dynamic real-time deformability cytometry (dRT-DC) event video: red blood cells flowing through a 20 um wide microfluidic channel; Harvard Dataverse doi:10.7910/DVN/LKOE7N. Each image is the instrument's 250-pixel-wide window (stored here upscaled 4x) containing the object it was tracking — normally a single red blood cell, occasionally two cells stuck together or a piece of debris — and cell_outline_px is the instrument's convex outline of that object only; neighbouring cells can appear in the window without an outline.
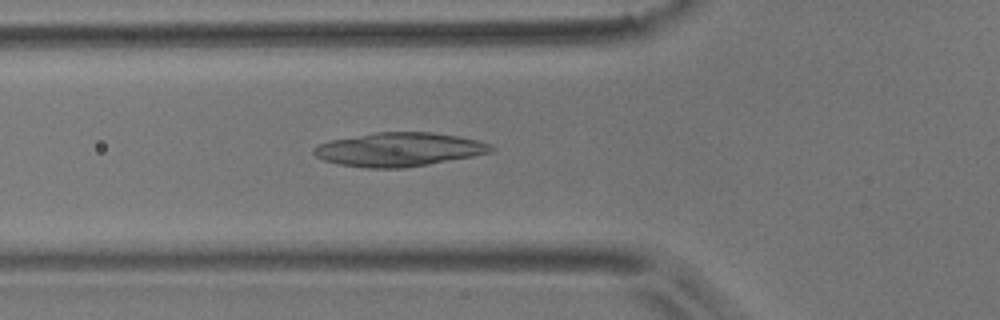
{"species": "common noctule bat (a hibernating species)", "species_latin": "Nyctalus noctula", "temperature_condition": "room temperature", "stored_images_in_passage": 53, "camera_frame_rate_fps": 3000, "um_per_image_px": 0.085, "animal": {"sex": "male", "body_mass_g": 17.9}, "frame": {"image": 1, "passage_image": 18, "time_ms": 5.667, "image_size_px": [1000, 320], "cell_outline_px": [[496, 148], [492, 152], [472, 156], [428, 164], [404, 168], [368, 168], [340, 164], [324, 160], [316, 156], [312, 152], [312, 148], [320, 144], [332, 140], [376, 132], [432, 132], [456, 136], [476, 140], [492, 144]], "centroid_in_image_um": [33.93, 12.7], "position_along_channel_um": 91.9, "area_um2": 34.62}}
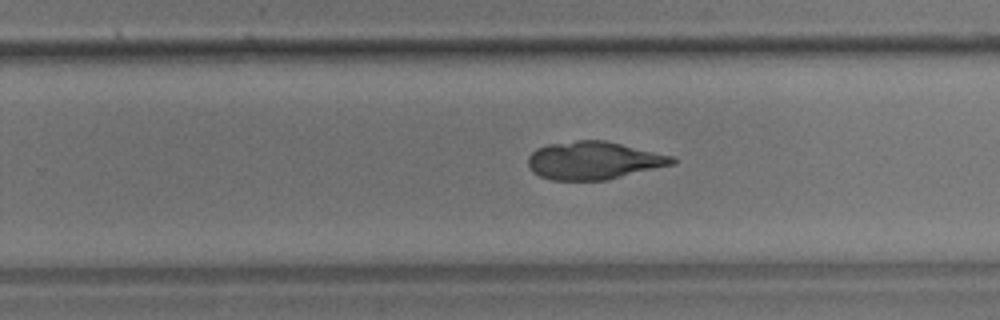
{"frame": {"image": 2, "passage_image": 33, "time_ms": 10.667, "image_size_px": [1000, 320], "cell_outline_px": [[676, 164], [608, 180], [552, 180], [540, 176], [532, 172], [528, 168], [528, 156], [536, 148], [548, 144], [576, 140], [604, 140], [672, 156], [676, 160]], "centroid_in_image_um": [50.44, 13.65], "position_along_channel_um": 279.4, "area_um2": 31.96}}
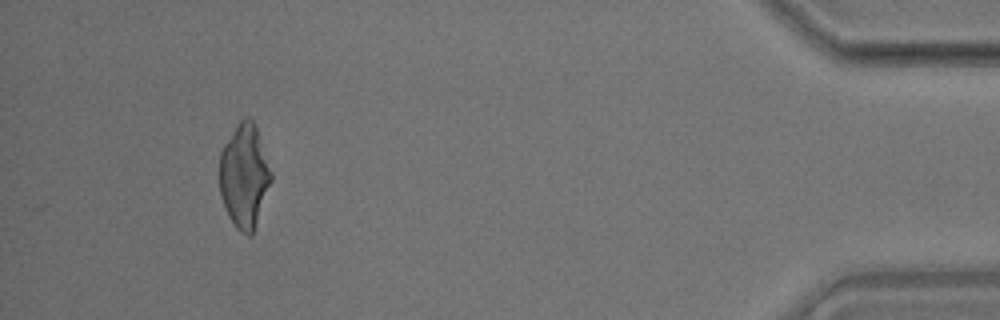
{"frame": {"image": 3, "passage_image": 49, "time_ms": 16.0, "image_size_px": [1000, 320], "cell_outline_px": [[272, 180], [252, 236], [248, 236], [240, 232], [236, 228], [228, 216], [220, 196], [220, 152], [224, 144], [236, 124], [244, 116], [248, 116], [256, 124], [272, 172]], "centroid_in_image_um": [20.77, 14.94], "position_along_channel_um": 414.4, "area_um2": 31.56}}